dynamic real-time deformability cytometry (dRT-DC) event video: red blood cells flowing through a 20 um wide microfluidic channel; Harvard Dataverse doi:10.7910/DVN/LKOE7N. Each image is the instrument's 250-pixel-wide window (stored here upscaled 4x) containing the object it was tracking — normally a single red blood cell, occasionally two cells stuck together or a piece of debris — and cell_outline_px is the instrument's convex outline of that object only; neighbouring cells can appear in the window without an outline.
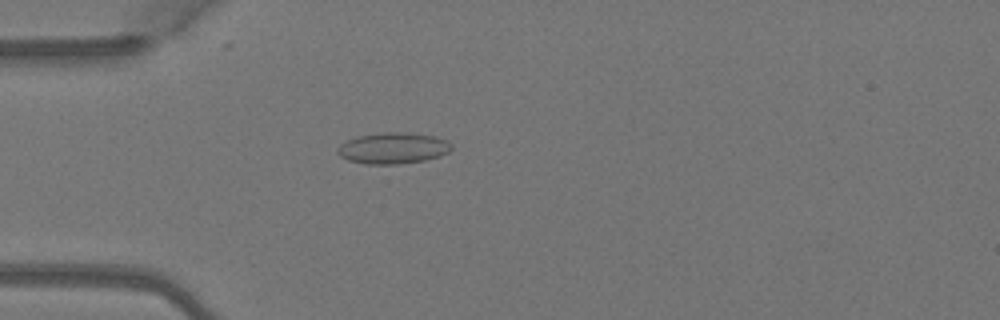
{"species": "Egyptian fruit bat (a non-hibernating species)", "species_latin": "Rousettus aegyptiacus", "temperature_condition": "warm", "stored_images_in_passage": 4, "camera_frame_rate_fps": 3000, "um_per_image_px": 0.085, "animal": {"sex": "female"}, "frame": {"image": 1, "passage_image": 3, "time_ms": 0.667, "image_size_px": [1000, 320], "cell_outline_px": [[452, 148], [448, 152], [440, 156], [424, 160], [396, 164], [364, 164], [348, 160], [340, 156], [336, 152], [336, 148], [340, 144], [348, 140], [360, 136], [384, 132], [400, 132], [436, 136], [448, 140], [452, 144]], "centroid_in_image_um": [33.41, 12.59], "position_along_channel_um": 51.6, "area_um2": 20.69}}